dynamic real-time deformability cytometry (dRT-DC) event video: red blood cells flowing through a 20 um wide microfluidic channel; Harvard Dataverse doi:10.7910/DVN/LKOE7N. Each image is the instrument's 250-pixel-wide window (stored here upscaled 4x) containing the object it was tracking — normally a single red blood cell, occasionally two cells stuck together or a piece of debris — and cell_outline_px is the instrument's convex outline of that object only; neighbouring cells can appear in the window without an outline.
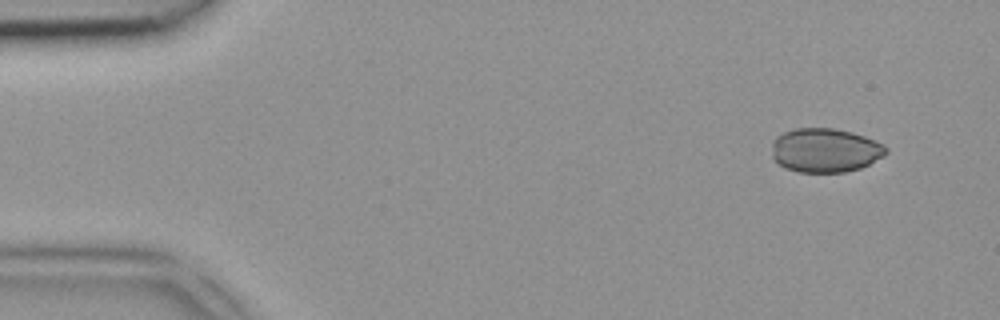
{"species": "common noctule bat (a hibernating species)", "species_latin": "Nyctalus noctula", "temperature_condition": "room temperature", "stored_images_in_passage": 5, "camera_frame_rate_fps": 3000, "um_per_image_px": 0.085, "animal": {"sex": "female", "body_mass_g": 18.4}, "frame": {"image": 1, "passage_image": 1, "time_ms": 0.0, "image_size_px": [1000, 320], "cell_outline_px": [[888, 152], [884, 156], [860, 168], [844, 172], [800, 172], [784, 168], [772, 156], [772, 140], [776, 136], [784, 132], [796, 128], [832, 128], [852, 132], [864, 136], [884, 144], [888, 148]], "centroid_in_image_um": [70.14, 12.77], "position_along_channel_um": 14.9, "area_um2": 29.42}}